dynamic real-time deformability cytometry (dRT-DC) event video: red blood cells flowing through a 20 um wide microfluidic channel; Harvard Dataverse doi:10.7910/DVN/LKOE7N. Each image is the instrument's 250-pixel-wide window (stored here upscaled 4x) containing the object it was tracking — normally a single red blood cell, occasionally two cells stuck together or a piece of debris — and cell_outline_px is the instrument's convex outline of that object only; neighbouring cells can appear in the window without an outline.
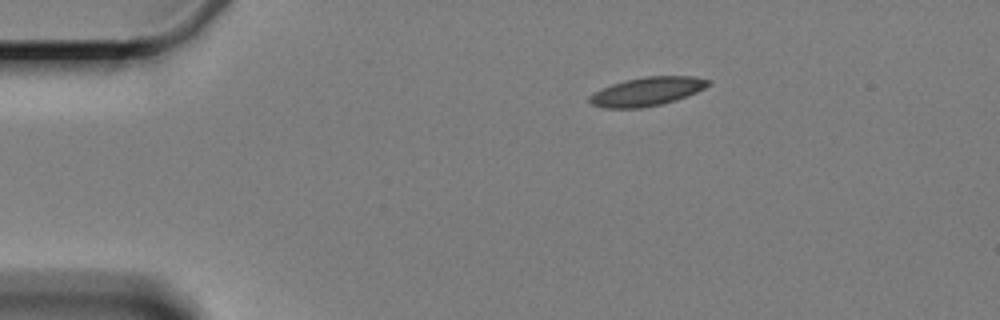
{"species": "Egyptian fruit bat (a non-hibernating species)", "species_latin": "Rousettus aegyptiacus", "temperature_condition": "cold", "stored_images_in_passage": 3, "camera_frame_rate_fps": 3000, "um_per_image_px": 0.085, "animal": {"sex": "female"}, "frame": {"image": 1, "passage_image": 1, "time_ms": 0.0, "image_size_px": [1000, 320], "cell_outline_px": [[712, 80], [704, 88], [696, 92], [676, 100], [660, 104], [640, 108], [604, 108], [592, 104], [588, 100], [588, 96], [600, 88], [624, 80], [644, 76], [696, 76]], "centroid_in_image_um": [54.97, 7.76], "position_along_channel_um": 30.0, "area_um2": 19.88}}
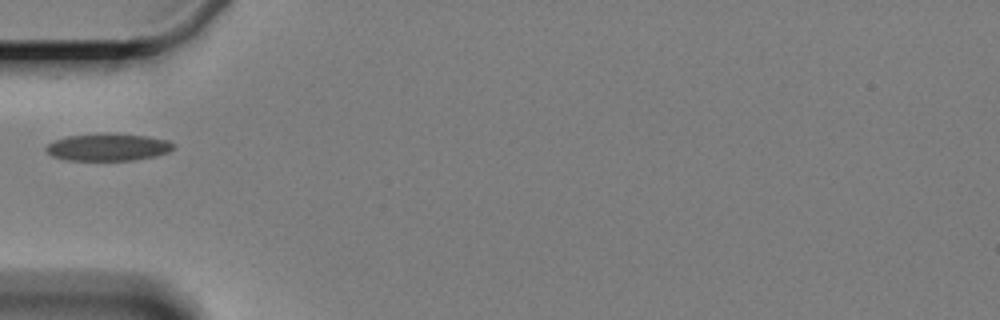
{"frame": {"image": 2, "passage_image": 3, "time_ms": 3.0, "image_size_px": [1000, 320], "cell_outline_px": [[176, 144], [168, 152], [156, 156], [132, 160], [68, 160], [52, 156], [44, 148], [48, 144], [56, 140], [68, 136], [108, 132], [148, 136], [168, 140]], "centroid_in_image_um": [9.21, 12.49], "position_along_channel_um": 75.8, "area_um2": 20.35}}